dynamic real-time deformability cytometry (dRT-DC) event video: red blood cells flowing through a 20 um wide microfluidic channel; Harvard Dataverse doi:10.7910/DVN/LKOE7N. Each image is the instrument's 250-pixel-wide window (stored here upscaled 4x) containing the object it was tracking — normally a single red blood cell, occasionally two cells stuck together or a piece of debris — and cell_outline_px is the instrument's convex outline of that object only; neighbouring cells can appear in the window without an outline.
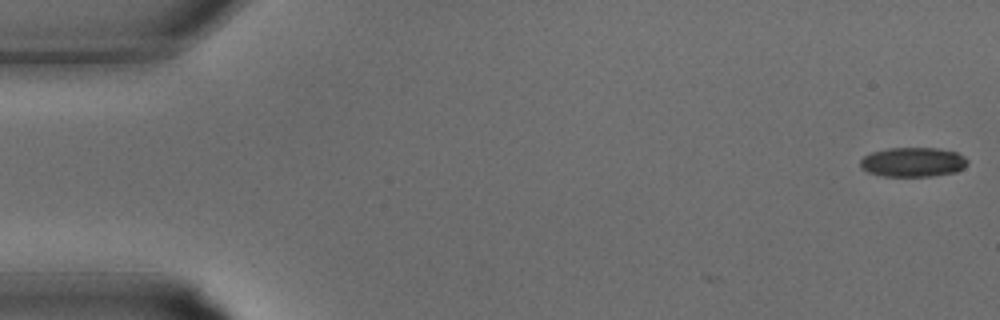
{"species": "common noctule bat (a hibernating species)", "species_latin": "Nyctalus noctula", "temperature_condition": "warm", "stored_images_in_passage": 6, "camera_frame_rate_fps": 3000, "um_per_image_px": 0.085, "animal": {"sex": "male", "body_mass_g": 15.6}, "frame": {"image": 1, "passage_image": 1, "time_ms": 0.0, "image_size_px": [1000, 320], "cell_outline_px": [[968, 164], [964, 168], [956, 172], [932, 176], [884, 176], [868, 172], [860, 168], [860, 160], [864, 156], [872, 152], [888, 148], [936, 148], [956, 152], [964, 156], [968, 160]], "centroid_in_image_um": [77.61, 13.78], "position_along_channel_um": 7.4, "area_um2": 18.5}}